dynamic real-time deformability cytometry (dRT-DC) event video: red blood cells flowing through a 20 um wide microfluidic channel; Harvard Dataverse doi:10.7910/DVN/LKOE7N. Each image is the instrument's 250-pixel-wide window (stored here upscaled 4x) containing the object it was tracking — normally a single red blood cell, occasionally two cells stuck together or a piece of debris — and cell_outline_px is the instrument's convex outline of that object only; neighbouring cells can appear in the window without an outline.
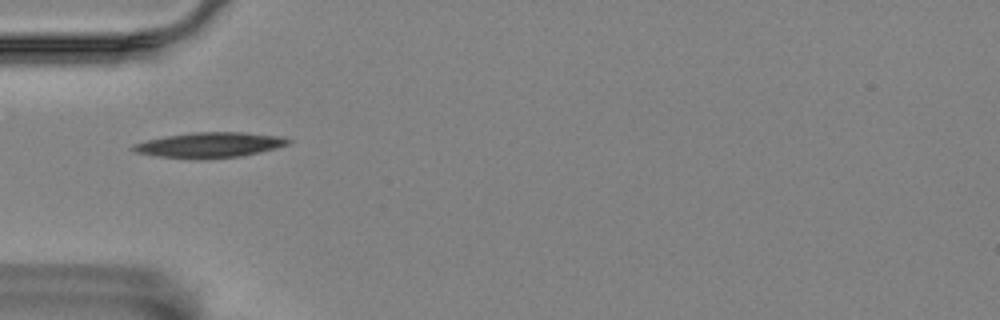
{"species": "Egyptian fruit bat (a non-hibernating species)", "species_latin": "Rousettus aegyptiacus", "temperature_condition": "room temperature", "stored_images_in_passage": 3, "camera_frame_rate_fps": 3000, "um_per_image_px": 0.085, "animal": {"sex": "female"}, "frame": {"image": 1, "passage_image": 1, "time_ms": 0.0, "image_size_px": [1000, 320], "cell_outline_px": [[292, 140], [288, 144], [276, 148], [260, 152], [240, 156], [208, 160], [196, 160], [160, 156], [136, 152], [128, 148], [132, 144], [164, 136], [192, 132], [244, 132], [284, 136]], "centroid_in_image_um": [17.83, 12.33], "position_along_channel_um": 67.2, "area_um2": 23.24}}
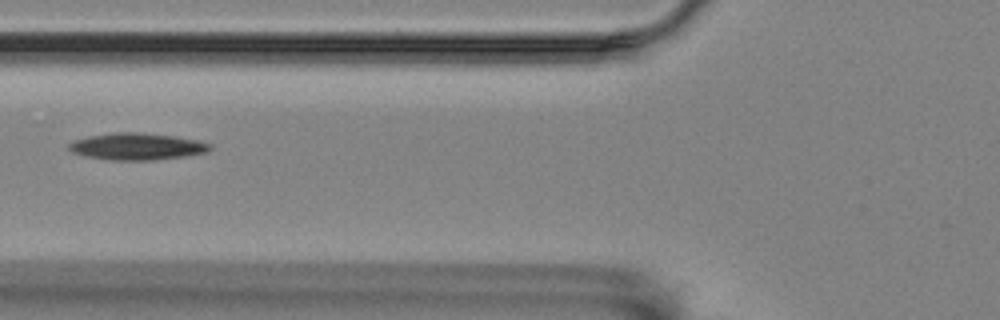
{"frame": {"image": 2, "passage_image": 2, "time_ms": 0.333, "image_size_px": [1000, 320], "cell_outline_px": [[212, 148], [208, 152], [184, 156], [156, 160], [108, 160], [84, 156], [72, 152], [68, 148], [68, 144], [76, 140], [88, 136], [112, 132], [136, 132], [172, 136], [196, 140], [212, 144]], "centroid_in_image_um": [11.63, 12.46], "position_along_channel_um": 114.2, "area_um2": 22.08}}
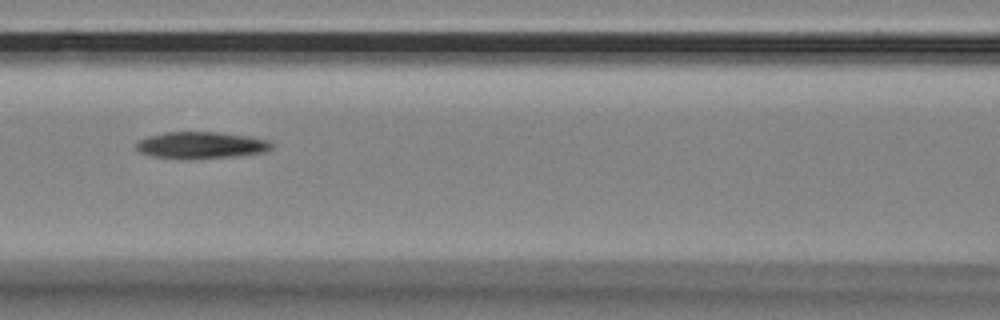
{"frame": {"image": 3, "passage_image": 3, "time_ms": 0.667, "image_size_px": [1000, 320], "cell_outline_px": [[272, 148], [264, 152], [236, 156], [152, 156], [140, 152], [136, 148], [136, 144], [140, 140], [148, 136], [164, 132], [216, 132], [252, 136], [268, 140], [272, 144]], "centroid_in_image_um": [17.14, 12.28], "position_along_channel_um": 149.5, "area_um2": 20.11}}